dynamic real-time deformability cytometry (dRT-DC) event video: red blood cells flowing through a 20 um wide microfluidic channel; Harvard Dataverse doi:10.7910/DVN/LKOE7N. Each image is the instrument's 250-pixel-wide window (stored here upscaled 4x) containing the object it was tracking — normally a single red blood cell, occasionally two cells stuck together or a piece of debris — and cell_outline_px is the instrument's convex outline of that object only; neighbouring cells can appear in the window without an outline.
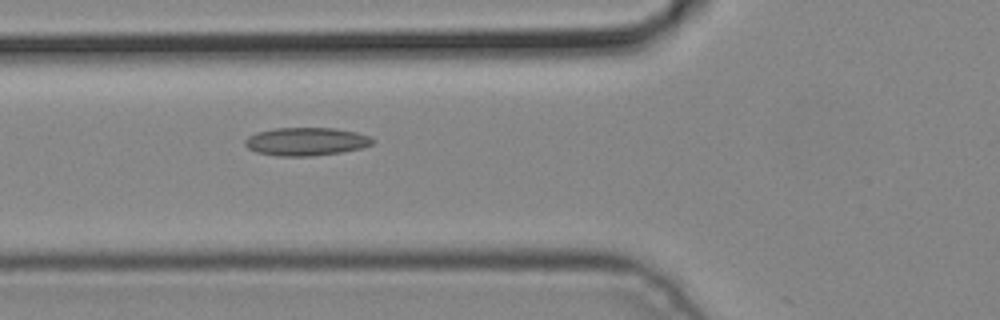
{"species": "common noctule bat (a hibernating species)", "species_latin": "Nyctalus noctula", "temperature_condition": "cold", "stored_images_in_passage": 2, "camera_frame_rate_fps": 3000, "um_per_image_px": 0.085, "animal": {"sex": "male", "body_mass_g": 19.2, "forearm_length_mm": 51.8}, "frame": {"image": 1, "passage_image": 2, "time_ms": 0.333, "image_size_px": [1000, 320], "cell_outline_px": [[376, 140], [372, 144], [360, 148], [340, 152], [312, 156], [276, 156], [256, 152], [248, 148], [244, 144], [244, 140], [248, 136], [256, 132], [276, 128], [336, 128], [356, 132], [368, 136]], "centroid_in_image_um": [25.99, 12.03], "position_along_channel_um": 99.8, "area_um2": 20.92}}